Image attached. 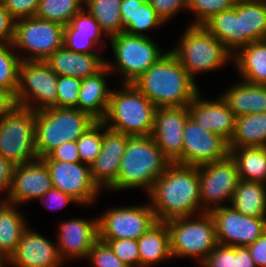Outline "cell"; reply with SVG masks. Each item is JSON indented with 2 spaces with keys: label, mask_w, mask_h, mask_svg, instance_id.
Here are the masks:
<instances>
[{
  "label": "cell",
  "mask_w": 266,
  "mask_h": 267,
  "mask_svg": "<svg viewBox=\"0 0 266 267\" xmlns=\"http://www.w3.org/2000/svg\"><path fill=\"white\" fill-rule=\"evenodd\" d=\"M0 155L13 166L38 159L35 148V111L17 106L0 120Z\"/></svg>",
  "instance_id": "obj_8"
},
{
  "label": "cell",
  "mask_w": 266,
  "mask_h": 267,
  "mask_svg": "<svg viewBox=\"0 0 266 267\" xmlns=\"http://www.w3.org/2000/svg\"><path fill=\"white\" fill-rule=\"evenodd\" d=\"M13 168L14 166L0 155V192L6 189L8 193L7 198H9ZM1 201L0 204L7 203V199Z\"/></svg>",
  "instance_id": "obj_52"
},
{
  "label": "cell",
  "mask_w": 266,
  "mask_h": 267,
  "mask_svg": "<svg viewBox=\"0 0 266 267\" xmlns=\"http://www.w3.org/2000/svg\"><path fill=\"white\" fill-rule=\"evenodd\" d=\"M247 247L256 267H266V231Z\"/></svg>",
  "instance_id": "obj_51"
},
{
  "label": "cell",
  "mask_w": 266,
  "mask_h": 267,
  "mask_svg": "<svg viewBox=\"0 0 266 267\" xmlns=\"http://www.w3.org/2000/svg\"><path fill=\"white\" fill-rule=\"evenodd\" d=\"M170 164L151 135L130 136L121 158L118 179L109 189L143 187L149 193Z\"/></svg>",
  "instance_id": "obj_3"
},
{
  "label": "cell",
  "mask_w": 266,
  "mask_h": 267,
  "mask_svg": "<svg viewBox=\"0 0 266 267\" xmlns=\"http://www.w3.org/2000/svg\"><path fill=\"white\" fill-rule=\"evenodd\" d=\"M106 242L113 253L128 267H140L139 246L135 239H100Z\"/></svg>",
  "instance_id": "obj_42"
},
{
  "label": "cell",
  "mask_w": 266,
  "mask_h": 267,
  "mask_svg": "<svg viewBox=\"0 0 266 267\" xmlns=\"http://www.w3.org/2000/svg\"><path fill=\"white\" fill-rule=\"evenodd\" d=\"M15 20L34 17L39 0H0Z\"/></svg>",
  "instance_id": "obj_45"
},
{
  "label": "cell",
  "mask_w": 266,
  "mask_h": 267,
  "mask_svg": "<svg viewBox=\"0 0 266 267\" xmlns=\"http://www.w3.org/2000/svg\"><path fill=\"white\" fill-rule=\"evenodd\" d=\"M110 42L116 64L113 66L106 61V66L110 72L118 70L123 73V84H132L164 55L149 36L122 32L111 36Z\"/></svg>",
  "instance_id": "obj_9"
},
{
  "label": "cell",
  "mask_w": 266,
  "mask_h": 267,
  "mask_svg": "<svg viewBox=\"0 0 266 267\" xmlns=\"http://www.w3.org/2000/svg\"><path fill=\"white\" fill-rule=\"evenodd\" d=\"M241 50V51H240ZM233 55L243 81L256 85H266V39L251 42Z\"/></svg>",
  "instance_id": "obj_27"
},
{
  "label": "cell",
  "mask_w": 266,
  "mask_h": 267,
  "mask_svg": "<svg viewBox=\"0 0 266 267\" xmlns=\"http://www.w3.org/2000/svg\"><path fill=\"white\" fill-rule=\"evenodd\" d=\"M198 171L200 200L203 204L200 213L217 209L219 206L216 203L222 204L226 199L232 201L240 179L236 163L230 155L223 160L199 166Z\"/></svg>",
  "instance_id": "obj_12"
},
{
  "label": "cell",
  "mask_w": 266,
  "mask_h": 267,
  "mask_svg": "<svg viewBox=\"0 0 266 267\" xmlns=\"http://www.w3.org/2000/svg\"><path fill=\"white\" fill-rule=\"evenodd\" d=\"M148 195L157 221L191 217L202 208L198 167L171 163Z\"/></svg>",
  "instance_id": "obj_1"
},
{
  "label": "cell",
  "mask_w": 266,
  "mask_h": 267,
  "mask_svg": "<svg viewBox=\"0 0 266 267\" xmlns=\"http://www.w3.org/2000/svg\"><path fill=\"white\" fill-rule=\"evenodd\" d=\"M188 111L203 129L230 141L235 131L236 117L221 97L215 101H203L199 92L188 105Z\"/></svg>",
  "instance_id": "obj_21"
},
{
  "label": "cell",
  "mask_w": 266,
  "mask_h": 267,
  "mask_svg": "<svg viewBox=\"0 0 266 267\" xmlns=\"http://www.w3.org/2000/svg\"><path fill=\"white\" fill-rule=\"evenodd\" d=\"M149 2L164 22L173 17L179 9L187 8V0H149Z\"/></svg>",
  "instance_id": "obj_48"
},
{
  "label": "cell",
  "mask_w": 266,
  "mask_h": 267,
  "mask_svg": "<svg viewBox=\"0 0 266 267\" xmlns=\"http://www.w3.org/2000/svg\"><path fill=\"white\" fill-rule=\"evenodd\" d=\"M157 222L151 205L110 209L98 218V239H139Z\"/></svg>",
  "instance_id": "obj_13"
},
{
  "label": "cell",
  "mask_w": 266,
  "mask_h": 267,
  "mask_svg": "<svg viewBox=\"0 0 266 267\" xmlns=\"http://www.w3.org/2000/svg\"><path fill=\"white\" fill-rule=\"evenodd\" d=\"M234 267H256L248 247L235 246Z\"/></svg>",
  "instance_id": "obj_54"
},
{
  "label": "cell",
  "mask_w": 266,
  "mask_h": 267,
  "mask_svg": "<svg viewBox=\"0 0 266 267\" xmlns=\"http://www.w3.org/2000/svg\"><path fill=\"white\" fill-rule=\"evenodd\" d=\"M9 263L15 267H59L63 261L57 244L26 228Z\"/></svg>",
  "instance_id": "obj_20"
},
{
  "label": "cell",
  "mask_w": 266,
  "mask_h": 267,
  "mask_svg": "<svg viewBox=\"0 0 266 267\" xmlns=\"http://www.w3.org/2000/svg\"><path fill=\"white\" fill-rule=\"evenodd\" d=\"M189 26L180 45L171 52L193 80L196 73L213 71L233 59V54L203 25Z\"/></svg>",
  "instance_id": "obj_6"
},
{
  "label": "cell",
  "mask_w": 266,
  "mask_h": 267,
  "mask_svg": "<svg viewBox=\"0 0 266 267\" xmlns=\"http://www.w3.org/2000/svg\"><path fill=\"white\" fill-rule=\"evenodd\" d=\"M189 117L188 107L156 109L151 137L171 163L182 158L183 130Z\"/></svg>",
  "instance_id": "obj_17"
},
{
  "label": "cell",
  "mask_w": 266,
  "mask_h": 267,
  "mask_svg": "<svg viewBox=\"0 0 266 267\" xmlns=\"http://www.w3.org/2000/svg\"><path fill=\"white\" fill-rule=\"evenodd\" d=\"M103 131V144L100 154L90 164L93 181L100 189L110 188L118 179L121 158L126 149L129 135L111 130Z\"/></svg>",
  "instance_id": "obj_19"
},
{
  "label": "cell",
  "mask_w": 266,
  "mask_h": 267,
  "mask_svg": "<svg viewBox=\"0 0 266 267\" xmlns=\"http://www.w3.org/2000/svg\"><path fill=\"white\" fill-rule=\"evenodd\" d=\"M203 26L232 54H235L236 49L238 51L245 46V34H242L241 16H238L235 7L213 15Z\"/></svg>",
  "instance_id": "obj_28"
},
{
  "label": "cell",
  "mask_w": 266,
  "mask_h": 267,
  "mask_svg": "<svg viewBox=\"0 0 266 267\" xmlns=\"http://www.w3.org/2000/svg\"><path fill=\"white\" fill-rule=\"evenodd\" d=\"M42 160H56L70 163L81 162L76 141H67L53 149Z\"/></svg>",
  "instance_id": "obj_47"
},
{
  "label": "cell",
  "mask_w": 266,
  "mask_h": 267,
  "mask_svg": "<svg viewBox=\"0 0 266 267\" xmlns=\"http://www.w3.org/2000/svg\"><path fill=\"white\" fill-rule=\"evenodd\" d=\"M216 228L218 244L249 246L266 231V218L244 215L232 206H220L210 211Z\"/></svg>",
  "instance_id": "obj_15"
},
{
  "label": "cell",
  "mask_w": 266,
  "mask_h": 267,
  "mask_svg": "<svg viewBox=\"0 0 266 267\" xmlns=\"http://www.w3.org/2000/svg\"><path fill=\"white\" fill-rule=\"evenodd\" d=\"M45 62L56 75L79 79L95 75L106 65L105 59L97 53H77L65 46L56 50Z\"/></svg>",
  "instance_id": "obj_23"
},
{
  "label": "cell",
  "mask_w": 266,
  "mask_h": 267,
  "mask_svg": "<svg viewBox=\"0 0 266 267\" xmlns=\"http://www.w3.org/2000/svg\"><path fill=\"white\" fill-rule=\"evenodd\" d=\"M82 79L76 77L58 76L57 107L77 108Z\"/></svg>",
  "instance_id": "obj_41"
},
{
  "label": "cell",
  "mask_w": 266,
  "mask_h": 267,
  "mask_svg": "<svg viewBox=\"0 0 266 267\" xmlns=\"http://www.w3.org/2000/svg\"><path fill=\"white\" fill-rule=\"evenodd\" d=\"M122 91H112L109 107L102 120L108 128L129 136L151 135L157 107L134 85L123 84ZM110 121V122H109Z\"/></svg>",
  "instance_id": "obj_5"
},
{
  "label": "cell",
  "mask_w": 266,
  "mask_h": 267,
  "mask_svg": "<svg viewBox=\"0 0 266 267\" xmlns=\"http://www.w3.org/2000/svg\"><path fill=\"white\" fill-rule=\"evenodd\" d=\"M11 203L0 204V258L5 263L15 253L27 228L22 214Z\"/></svg>",
  "instance_id": "obj_30"
},
{
  "label": "cell",
  "mask_w": 266,
  "mask_h": 267,
  "mask_svg": "<svg viewBox=\"0 0 266 267\" xmlns=\"http://www.w3.org/2000/svg\"><path fill=\"white\" fill-rule=\"evenodd\" d=\"M47 165L54 188L70 195L77 204H91L100 188L93 181L90 165L77 162L43 160Z\"/></svg>",
  "instance_id": "obj_16"
},
{
  "label": "cell",
  "mask_w": 266,
  "mask_h": 267,
  "mask_svg": "<svg viewBox=\"0 0 266 267\" xmlns=\"http://www.w3.org/2000/svg\"><path fill=\"white\" fill-rule=\"evenodd\" d=\"M12 48V43H0V88L16 93L21 59Z\"/></svg>",
  "instance_id": "obj_38"
},
{
  "label": "cell",
  "mask_w": 266,
  "mask_h": 267,
  "mask_svg": "<svg viewBox=\"0 0 266 267\" xmlns=\"http://www.w3.org/2000/svg\"><path fill=\"white\" fill-rule=\"evenodd\" d=\"M42 200L41 202H46L49 201V204L47 205L48 209H58L61 208L62 206H65L69 202H75L77 203L76 200H74L70 195L64 193L61 190H58L57 188L52 187L49 189L42 197L39 198ZM48 203V202H47Z\"/></svg>",
  "instance_id": "obj_50"
},
{
  "label": "cell",
  "mask_w": 266,
  "mask_h": 267,
  "mask_svg": "<svg viewBox=\"0 0 266 267\" xmlns=\"http://www.w3.org/2000/svg\"><path fill=\"white\" fill-rule=\"evenodd\" d=\"M140 267H149L161 260L172 257L170 233L166 222L157 221L139 239Z\"/></svg>",
  "instance_id": "obj_29"
},
{
  "label": "cell",
  "mask_w": 266,
  "mask_h": 267,
  "mask_svg": "<svg viewBox=\"0 0 266 267\" xmlns=\"http://www.w3.org/2000/svg\"><path fill=\"white\" fill-rule=\"evenodd\" d=\"M91 259L94 267H128L112 251L110 246L98 239L90 252L87 259Z\"/></svg>",
  "instance_id": "obj_43"
},
{
  "label": "cell",
  "mask_w": 266,
  "mask_h": 267,
  "mask_svg": "<svg viewBox=\"0 0 266 267\" xmlns=\"http://www.w3.org/2000/svg\"><path fill=\"white\" fill-rule=\"evenodd\" d=\"M64 46L73 52L92 54L96 53L95 43L91 40V36L76 35V31H64Z\"/></svg>",
  "instance_id": "obj_46"
},
{
  "label": "cell",
  "mask_w": 266,
  "mask_h": 267,
  "mask_svg": "<svg viewBox=\"0 0 266 267\" xmlns=\"http://www.w3.org/2000/svg\"><path fill=\"white\" fill-rule=\"evenodd\" d=\"M235 117L266 112V85L242 81L221 95Z\"/></svg>",
  "instance_id": "obj_25"
},
{
  "label": "cell",
  "mask_w": 266,
  "mask_h": 267,
  "mask_svg": "<svg viewBox=\"0 0 266 267\" xmlns=\"http://www.w3.org/2000/svg\"><path fill=\"white\" fill-rule=\"evenodd\" d=\"M107 125L103 121H96L77 140L80 160L85 164H92L100 154L103 144V132Z\"/></svg>",
  "instance_id": "obj_37"
},
{
  "label": "cell",
  "mask_w": 266,
  "mask_h": 267,
  "mask_svg": "<svg viewBox=\"0 0 266 267\" xmlns=\"http://www.w3.org/2000/svg\"><path fill=\"white\" fill-rule=\"evenodd\" d=\"M59 230L57 248L61 260L64 262L68 257L87 258L94 243L98 240V219L67 220L60 225Z\"/></svg>",
  "instance_id": "obj_22"
},
{
  "label": "cell",
  "mask_w": 266,
  "mask_h": 267,
  "mask_svg": "<svg viewBox=\"0 0 266 267\" xmlns=\"http://www.w3.org/2000/svg\"><path fill=\"white\" fill-rule=\"evenodd\" d=\"M229 148L266 147V112L237 117Z\"/></svg>",
  "instance_id": "obj_33"
},
{
  "label": "cell",
  "mask_w": 266,
  "mask_h": 267,
  "mask_svg": "<svg viewBox=\"0 0 266 267\" xmlns=\"http://www.w3.org/2000/svg\"><path fill=\"white\" fill-rule=\"evenodd\" d=\"M228 141L219 134L209 132L191 117L183 130V152L178 164L199 167L229 156Z\"/></svg>",
  "instance_id": "obj_14"
},
{
  "label": "cell",
  "mask_w": 266,
  "mask_h": 267,
  "mask_svg": "<svg viewBox=\"0 0 266 267\" xmlns=\"http://www.w3.org/2000/svg\"><path fill=\"white\" fill-rule=\"evenodd\" d=\"M230 157L235 161L239 179L265 183L266 147L229 148Z\"/></svg>",
  "instance_id": "obj_34"
},
{
  "label": "cell",
  "mask_w": 266,
  "mask_h": 267,
  "mask_svg": "<svg viewBox=\"0 0 266 267\" xmlns=\"http://www.w3.org/2000/svg\"><path fill=\"white\" fill-rule=\"evenodd\" d=\"M121 2L122 0H84L88 12L99 23L106 36L124 32L121 26Z\"/></svg>",
  "instance_id": "obj_35"
},
{
  "label": "cell",
  "mask_w": 266,
  "mask_h": 267,
  "mask_svg": "<svg viewBox=\"0 0 266 267\" xmlns=\"http://www.w3.org/2000/svg\"><path fill=\"white\" fill-rule=\"evenodd\" d=\"M17 106L15 93L11 90L0 88V120Z\"/></svg>",
  "instance_id": "obj_53"
},
{
  "label": "cell",
  "mask_w": 266,
  "mask_h": 267,
  "mask_svg": "<svg viewBox=\"0 0 266 267\" xmlns=\"http://www.w3.org/2000/svg\"><path fill=\"white\" fill-rule=\"evenodd\" d=\"M15 19L0 3V43H12L14 38Z\"/></svg>",
  "instance_id": "obj_49"
},
{
  "label": "cell",
  "mask_w": 266,
  "mask_h": 267,
  "mask_svg": "<svg viewBox=\"0 0 266 267\" xmlns=\"http://www.w3.org/2000/svg\"><path fill=\"white\" fill-rule=\"evenodd\" d=\"M120 15L124 32L131 35L147 36L142 31L165 23L147 0H122Z\"/></svg>",
  "instance_id": "obj_26"
},
{
  "label": "cell",
  "mask_w": 266,
  "mask_h": 267,
  "mask_svg": "<svg viewBox=\"0 0 266 267\" xmlns=\"http://www.w3.org/2000/svg\"><path fill=\"white\" fill-rule=\"evenodd\" d=\"M235 246L217 244L213 251L201 263L204 267H234Z\"/></svg>",
  "instance_id": "obj_44"
},
{
  "label": "cell",
  "mask_w": 266,
  "mask_h": 267,
  "mask_svg": "<svg viewBox=\"0 0 266 267\" xmlns=\"http://www.w3.org/2000/svg\"><path fill=\"white\" fill-rule=\"evenodd\" d=\"M64 28L65 26L36 16L15 20L12 45L30 52L29 57H20L21 61H45L64 46Z\"/></svg>",
  "instance_id": "obj_10"
},
{
  "label": "cell",
  "mask_w": 266,
  "mask_h": 267,
  "mask_svg": "<svg viewBox=\"0 0 266 267\" xmlns=\"http://www.w3.org/2000/svg\"><path fill=\"white\" fill-rule=\"evenodd\" d=\"M237 0H187V9L195 12L196 20L191 25H203L213 15L235 7Z\"/></svg>",
  "instance_id": "obj_39"
},
{
  "label": "cell",
  "mask_w": 266,
  "mask_h": 267,
  "mask_svg": "<svg viewBox=\"0 0 266 267\" xmlns=\"http://www.w3.org/2000/svg\"><path fill=\"white\" fill-rule=\"evenodd\" d=\"M64 31H76V35L91 36L95 44L102 39L101 34L104 33L94 17L83 9L71 19Z\"/></svg>",
  "instance_id": "obj_40"
},
{
  "label": "cell",
  "mask_w": 266,
  "mask_h": 267,
  "mask_svg": "<svg viewBox=\"0 0 266 267\" xmlns=\"http://www.w3.org/2000/svg\"><path fill=\"white\" fill-rule=\"evenodd\" d=\"M84 0H39L35 16L66 26L83 8Z\"/></svg>",
  "instance_id": "obj_36"
},
{
  "label": "cell",
  "mask_w": 266,
  "mask_h": 267,
  "mask_svg": "<svg viewBox=\"0 0 266 267\" xmlns=\"http://www.w3.org/2000/svg\"><path fill=\"white\" fill-rule=\"evenodd\" d=\"M57 80L58 75L45 61H21L15 93L18 106L33 111L57 107ZM31 99L38 105L31 106Z\"/></svg>",
  "instance_id": "obj_11"
},
{
  "label": "cell",
  "mask_w": 266,
  "mask_h": 267,
  "mask_svg": "<svg viewBox=\"0 0 266 267\" xmlns=\"http://www.w3.org/2000/svg\"><path fill=\"white\" fill-rule=\"evenodd\" d=\"M52 187L49 169L41 158L16 165L12 172L7 202L16 206L31 199L39 200Z\"/></svg>",
  "instance_id": "obj_18"
},
{
  "label": "cell",
  "mask_w": 266,
  "mask_h": 267,
  "mask_svg": "<svg viewBox=\"0 0 266 267\" xmlns=\"http://www.w3.org/2000/svg\"><path fill=\"white\" fill-rule=\"evenodd\" d=\"M110 73L105 65L98 73L82 79L78 109L88 113L94 120L102 121L109 107L111 92L105 81V74Z\"/></svg>",
  "instance_id": "obj_24"
},
{
  "label": "cell",
  "mask_w": 266,
  "mask_h": 267,
  "mask_svg": "<svg viewBox=\"0 0 266 267\" xmlns=\"http://www.w3.org/2000/svg\"><path fill=\"white\" fill-rule=\"evenodd\" d=\"M96 122L77 108L50 107L35 111V148L38 158L46 157L67 141H76Z\"/></svg>",
  "instance_id": "obj_4"
},
{
  "label": "cell",
  "mask_w": 266,
  "mask_h": 267,
  "mask_svg": "<svg viewBox=\"0 0 266 267\" xmlns=\"http://www.w3.org/2000/svg\"><path fill=\"white\" fill-rule=\"evenodd\" d=\"M235 11L241 16L245 46L266 39V0H237Z\"/></svg>",
  "instance_id": "obj_31"
},
{
  "label": "cell",
  "mask_w": 266,
  "mask_h": 267,
  "mask_svg": "<svg viewBox=\"0 0 266 267\" xmlns=\"http://www.w3.org/2000/svg\"><path fill=\"white\" fill-rule=\"evenodd\" d=\"M132 85L157 108L188 107L199 93L195 80L171 51H167Z\"/></svg>",
  "instance_id": "obj_2"
},
{
  "label": "cell",
  "mask_w": 266,
  "mask_h": 267,
  "mask_svg": "<svg viewBox=\"0 0 266 267\" xmlns=\"http://www.w3.org/2000/svg\"><path fill=\"white\" fill-rule=\"evenodd\" d=\"M5 263L1 260V258H0V267H5V265H4Z\"/></svg>",
  "instance_id": "obj_55"
},
{
  "label": "cell",
  "mask_w": 266,
  "mask_h": 267,
  "mask_svg": "<svg viewBox=\"0 0 266 267\" xmlns=\"http://www.w3.org/2000/svg\"><path fill=\"white\" fill-rule=\"evenodd\" d=\"M189 218L187 216L166 221L171 255L196 256L202 263L218 244L215 222L210 212L201 213L200 218L193 221Z\"/></svg>",
  "instance_id": "obj_7"
},
{
  "label": "cell",
  "mask_w": 266,
  "mask_h": 267,
  "mask_svg": "<svg viewBox=\"0 0 266 267\" xmlns=\"http://www.w3.org/2000/svg\"><path fill=\"white\" fill-rule=\"evenodd\" d=\"M262 182L239 180L231 205L240 213L266 218V185Z\"/></svg>",
  "instance_id": "obj_32"
}]
</instances>
